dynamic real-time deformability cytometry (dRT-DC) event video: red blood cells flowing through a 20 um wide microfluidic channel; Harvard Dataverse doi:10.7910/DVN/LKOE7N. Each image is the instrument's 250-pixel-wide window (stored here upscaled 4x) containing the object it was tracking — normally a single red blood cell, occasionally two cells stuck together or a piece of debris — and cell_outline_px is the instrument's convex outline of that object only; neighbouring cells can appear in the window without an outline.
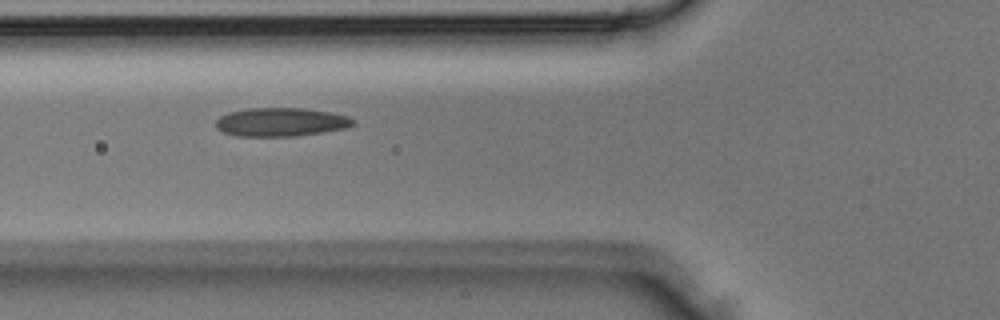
{"species": "Egyptian fruit bat (a non-hibernating species)", "species_latin": "Rousettus aegyptiacus", "temperature_condition": "room temperature", "stored_images_in_passage": 4, "camera_frame_rate_fps": 3000, "um_per_image_px": 0.085, "animal": {"sex": "male"}, "frame": {"image": 1, "passage_image": 4, "time_ms": 1.0, "image_size_px": [1000, 320], "cell_outline_px": [[356, 124], [344, 128], [296, 136], [236, 136], [224, 132], [216, 128], [216, 120], [220, 116], [228, 112], [248, 108], [304, 108], [328, 112], [348, 116], [356, 120]], "centroid_in_image_um": [23.86, 10.37], "position_along_channel_um": 101.9, "area_um2": 22.83}}